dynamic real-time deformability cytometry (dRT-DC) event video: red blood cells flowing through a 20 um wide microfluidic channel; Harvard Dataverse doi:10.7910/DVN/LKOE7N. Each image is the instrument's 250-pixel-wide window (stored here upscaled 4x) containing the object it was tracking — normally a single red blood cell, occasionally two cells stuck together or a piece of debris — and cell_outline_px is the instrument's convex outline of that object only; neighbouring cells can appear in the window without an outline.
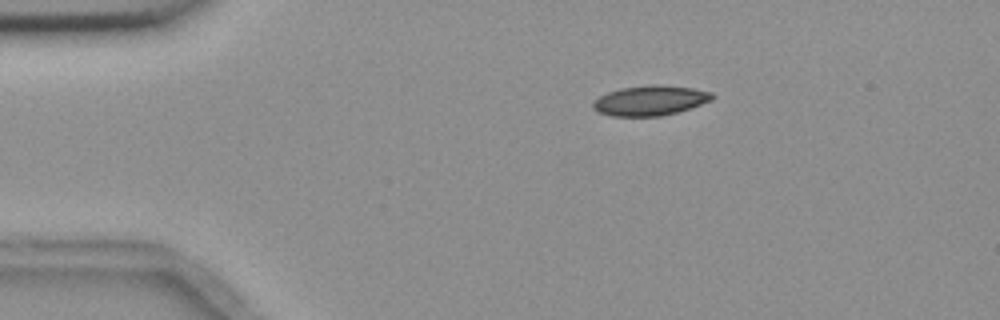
{"species": "common noctule bat (a hibernating species)", "species_latin": "Nyctalus noctula", "temperature_condition": "room temperature", "stored_images_in_passage": 10, "camera_frame_rate_fps": 3000, "um_per_image_px": 0.085, "animal": {"sex": "female", "body_mass_g": 18.4}, "frame": {"image": 1, "passage_image": 2, "time_ms": 2.0, "image_size_px": [1000, 320], "cell_outline_px": [[712, 100], [676, 112], [660, 116], [612, 116], [600, 112], [592, 108], [592, 104], [600, 96], [608, 92], [620, 88], [652, 84], [660, 84], [692, 88], [712, 92]], "centroid_in_image_um": [55.24, 8.53], "position_along_channel_um": 29.8, "area_um2": 20.58}}
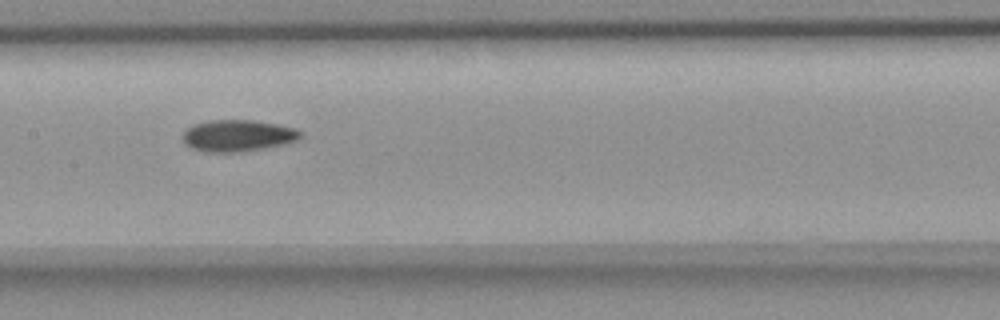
{"frame": {"image": 2, "passage_image": 7, "time_ms": 7.667, "image_size_px": [1000, 320], "cell_outline_px": [[300, 136], [296, 140], [264, 148], [236, 152], [204, 152], [192, 148], [184, 144], [184, 132], [192, 124], [208, 120], [252, 120], [276, 124], [296, 128], [300, 132]], "centroid_in_image_um": [20.15, 11.52], "position_along_channel_um": 187.2, "area_um2": 21.44}}
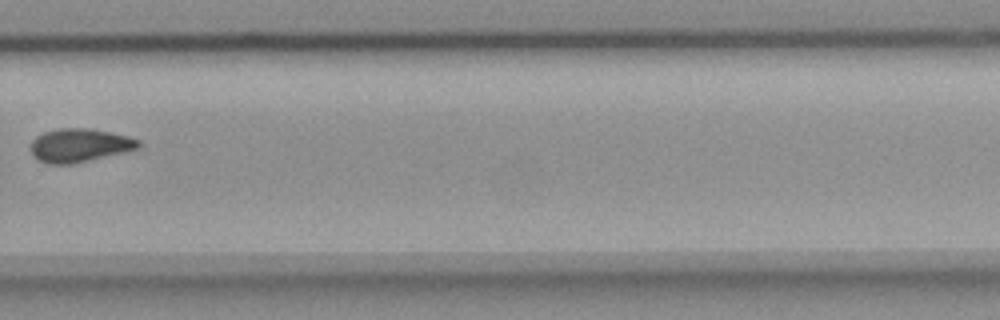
{"frame": {"image": 3, "passage_image": 10, "time_ms": 11.333, "image_size_px": [1000, 320], "cell_outline_px": [[140, 148], [128, 152], [72, 164], [48, 164], [32, 156], [32, 140], [36, 136], [44, 132], [56, 128], [88, 128], [128, 136], [140, 140]], "centroid_in_image_um": [6.79, 12.36], "position_along_channel_um": 323.0, "area_um2": 21.15}}